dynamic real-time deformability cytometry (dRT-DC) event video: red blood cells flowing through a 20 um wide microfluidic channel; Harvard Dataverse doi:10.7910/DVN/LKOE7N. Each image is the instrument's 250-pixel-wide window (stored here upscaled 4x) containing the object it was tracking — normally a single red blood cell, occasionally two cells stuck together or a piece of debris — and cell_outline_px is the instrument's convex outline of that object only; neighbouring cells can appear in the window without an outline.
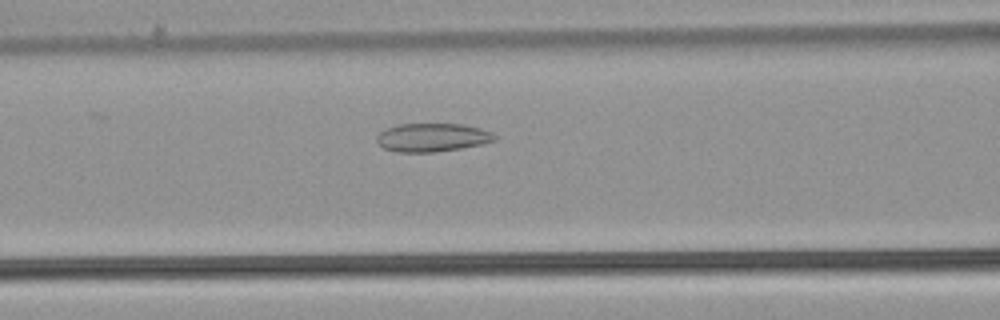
{"species": "common noctule bat (a hibernating species)", "species_latin": "Nyctalus noctula", "temperature_condition": "warm", "stored_images_in_passage": 36, "camera_frame_rate_fps": 3000, "um_per_image_px": 0.085, "animal": {"sex": "male", "body_mass_g": 21.5, "forearm_length_mm": 52.0}, "frame": {"image": 1, "passage_image": 10, "time_ms": 3.0, "image_size_px": [1000, 320], "cell_outline_px": [[496, 140], [484, 144], [436, 152], [396, 152], [384, 148], [376, 140], [376, 136], [380, 132], [388, 128], [400, 124], [464, 124], [480, 128], [492, 132], [496, 136]], "centroid_in_image_um": [36.77, 11.68], "position_along_channel_um": 129.8, "area_um2": 19.54}}
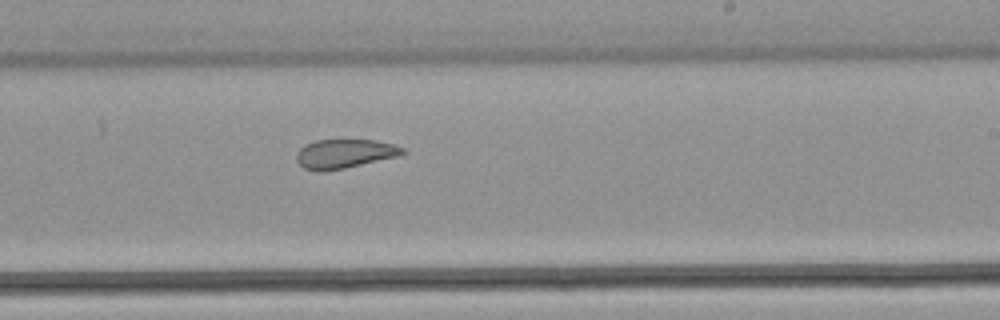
{"frame": {"image": 2, "passage_image": 20, "time_ms": 6.333, "image_size_px": [1000, 320], "cell_outline_px": [[408, 152], [400, 156], [344, 168], [324, 172], [316, 172], [304, 168], [296, 160], [296, 156], [300, 148], [304, 144], [316, 140], [376, 140], [392, 144], [404, 148]], "centroid_in_image_um": [29.29, 13.07], "position_along_channel_um": 259.7, "area_um2": 18.15}}
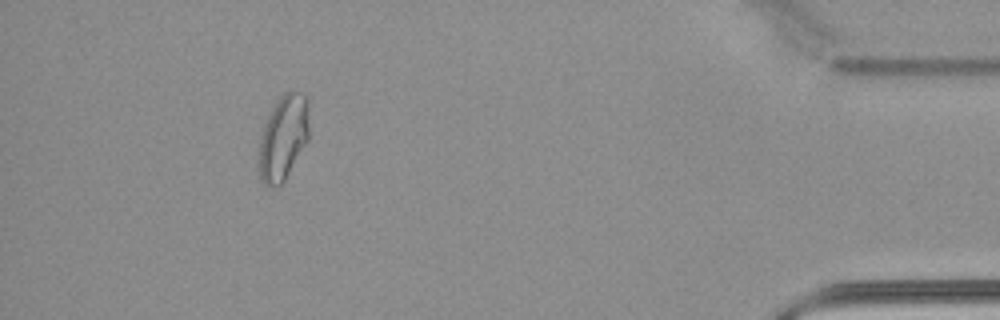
{"frame": {"image": 3, "passage_image": 36, "time_ms": 11.667, "image_size_px": [1000, 320], "cell_outline_px": [[308, 140], [284, 180], [280, 184], [268, 188], [260, 180], [260, 136], [268, 116], [272, 108], [280, 96], [284, 92], [304, 92], [308, 100]], "centroid_in_image_um": [24.09, 11.67], "position_along_channel_um": 411.1, "area_um2": 24.57}, "authors_computed_cell_mechanics": {"area_um2": 19.7387, "velocity_mm_per_s": 3.9056, "shape_relaxation_time_tau1_ms": null, "shape_relaxation_time_tau2_ms": 2.3694, "deformation_change_tau1": null, "deformation_change_tau2": 0.0919}}